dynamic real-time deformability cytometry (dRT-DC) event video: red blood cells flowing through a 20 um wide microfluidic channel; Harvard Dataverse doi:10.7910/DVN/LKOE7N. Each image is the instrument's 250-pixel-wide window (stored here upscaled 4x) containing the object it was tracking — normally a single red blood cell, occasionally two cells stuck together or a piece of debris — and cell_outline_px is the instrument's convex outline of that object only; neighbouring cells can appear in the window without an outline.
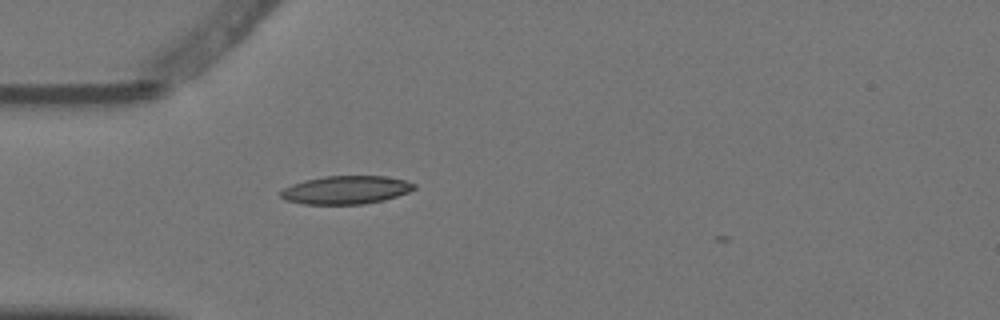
{"species": "Egyptian fruit bat (a non-hibernating species)", "species_latin": "Rousettus aegyptiacus", "temperature_condition": "warm", "stored_images_in_passage": 2, "camera_frame_rate_fps": 3000, "um_per_image_px": 0.085, "animal": {"sex": "female"}, "frame": {"image": 1, "passage_image": 2, "time_ms": 0.333, "image_size_px": [1000, 320], "cell_outline_px": [[416, 188], [408, 192], [384, 200], [364, 204], [304, 204], [284, 200], [280, 196], [280, 192], [284, 188], [292, 184], [304, 180], [324, 176], [384, 176], [404, 180], [416, 184]], "centroid_in_image_um": [29.39, 16.14], "position_along_channel_um": 55.6, "area_um2": 21.96}}